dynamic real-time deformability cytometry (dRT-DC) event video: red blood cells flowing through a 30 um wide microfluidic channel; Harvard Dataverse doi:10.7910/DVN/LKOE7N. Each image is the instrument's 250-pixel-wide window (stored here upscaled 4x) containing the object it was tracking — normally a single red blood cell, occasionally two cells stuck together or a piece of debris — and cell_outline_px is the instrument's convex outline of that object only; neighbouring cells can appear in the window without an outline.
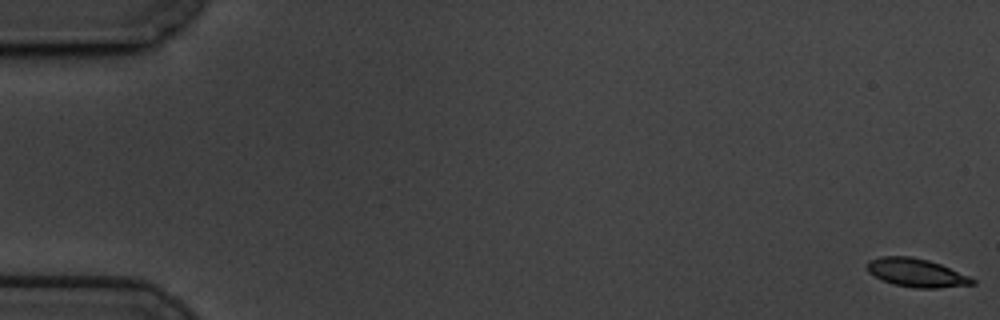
{"species": "common noctule bat (a hibernating species)", "species_latin": "Nyctalus noctula", "temperature_condition": "cold", "stored_images_in_passage": 59, "camera_frame_rate_fps": 3000, "um_per_image_px": 0.085, "animal": {"sex": "male", "body_mass_g": 19.5, "forearm_length_mm": 54.6}, "frame": {"image": 1, "passage_image": 1, "time_ms": 0.0, "image_size_px": [1000, 320], "cell_outline_px": [[976, 284], [936, 288], [916, 288], [892, 284], [880, 280], [868, 272], [864, 264], [868, 260], [880, 256], [912, 256], [928, 260], [940, 264], [968, 276], [976, 280]], "centroid_in_image_um": [77.82, 23.18], "position_along_channel_um": 7.2, "area_um2": 17.63}}
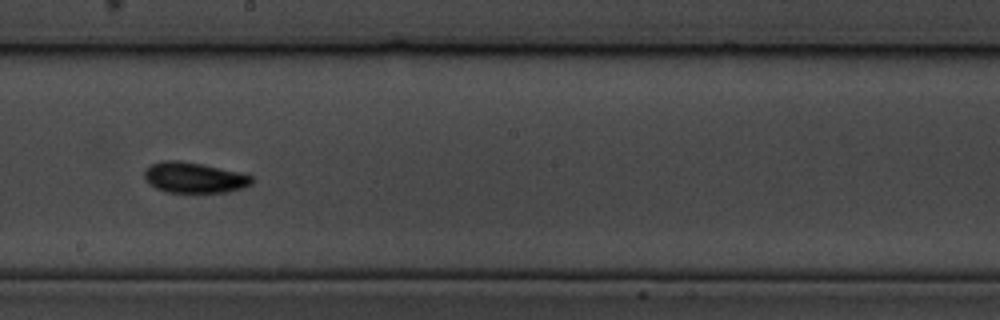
{"frame": {"image": 2, "passage_image": 34, "time_ms": 11.0, "image_size_px": [1000, 320], "cell_outline_px": [[252, 184], [244, 188], [228, 192], [164, 192], [148, 184], [144, 176], [144, 168], [160, 160], [180, 160], [240, 172], [252, 176]], "centroid_in_image_um": [16.47, 15.1], "position_along_channel_um": 231.7, "area_um2": 19.31}}
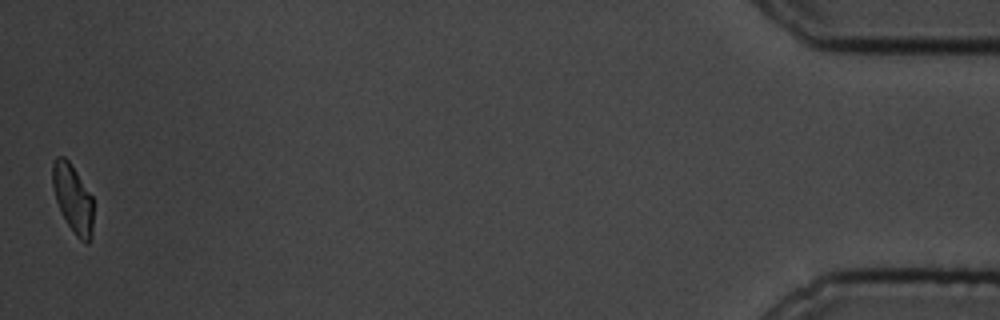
{"frame": {"image": 3, "passage_image": 59, "time_ms": 19.333, "image_size_px": [1000, 320], "cell_outline_px": [[92, 236], [88, 244], [84, 244], [76, 236], [60, 212], [52, 188], [52, 164], [56, 156], [64, 156], [68, 160], [92, 196]], "centroid_in_image_um": [6.17, 16.89], "position_along_channel_um": 429.0, "area_um2": 16.24}, "authors_computed_cell_mechanics": {"area_um2": 17.9758, "velocity_mm_per_s": 3.4352, "shape_relaxation_time_tau1_ms": 4.4373, "shape_relaxation_time_tau2_ms": 4.135, "deformation_change_tau1": 0.1333, "deformation_change_tau2": 0.0751}}